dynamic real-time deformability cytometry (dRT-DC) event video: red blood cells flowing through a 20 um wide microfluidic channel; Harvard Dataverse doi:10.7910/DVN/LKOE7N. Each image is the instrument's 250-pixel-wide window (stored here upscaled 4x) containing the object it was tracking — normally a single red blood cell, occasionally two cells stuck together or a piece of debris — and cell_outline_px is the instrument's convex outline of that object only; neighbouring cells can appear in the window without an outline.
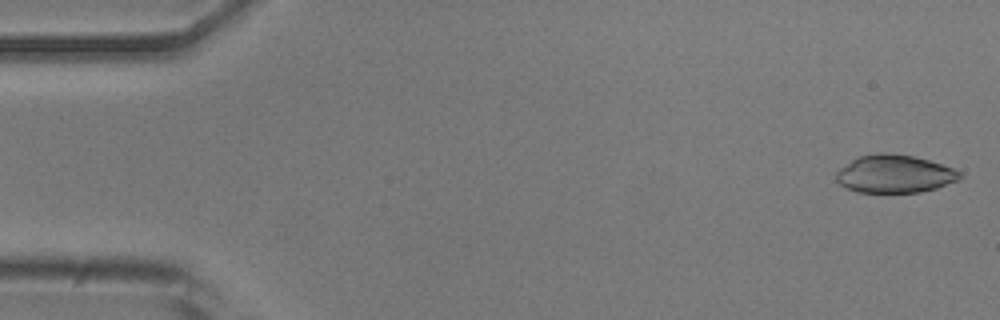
{"species": "common noctule bat (a hibernating species)", "species_latin": "Nyctalus noctula", "temperature_condition": "room temperature", "stored_images_in_passage": 51, "camera_frame_rate_fps": 3000, "um_per_image_px": 0.085, "animal": {"sex": "male", "body_mass_g": 20.5, "forearm_length_mm": 52.5}, "frame": {"image": 1, "passage_image": 1, "time_ms": 0.0, "image_size_px": [1000, 320], "cell_outline_px": [[960, 180], [936, 188], [920, 192], [856, 192], [840, 184], [836, 180], [836, 172], [840, 168], [852, 160], [860, 156], [880, 152], [884, 152], [912, 156], [928, 160], [952, 168], [960, 172]], "centroid_in_image_um": [76.03, 14.78], "position_along_channel_um": 9.0, "area_um2": 27.05}}
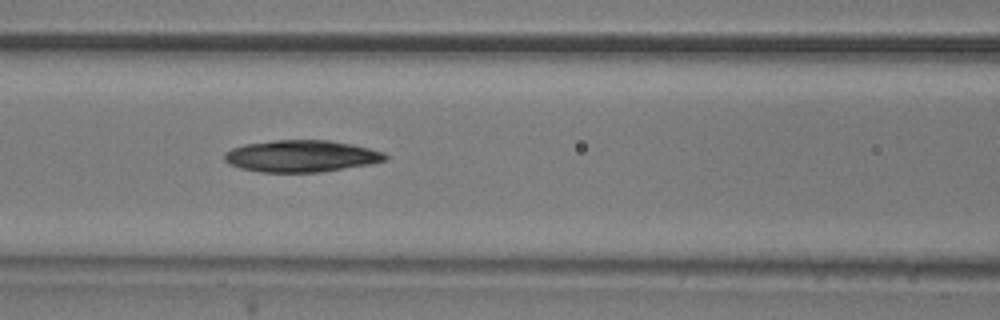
{"frame": {"image": 2, "passage_image": 21, "time_ms": 6.667, "image_size_px": [1000, 320], "cell_outline_px": [[388, 160], [368, 164], [320, 172], [260, 172], [240, 168], [228, 164], [224, 160], [224, 152], [232, 148], [244, 144], [272, 140], [328, 140], [352, 144], [384, 152], [388, 156]], "centroid_in_image_um": [25.57, 13.26], "position_along_channel_um": 141.0, "area_um2": 29.88}}
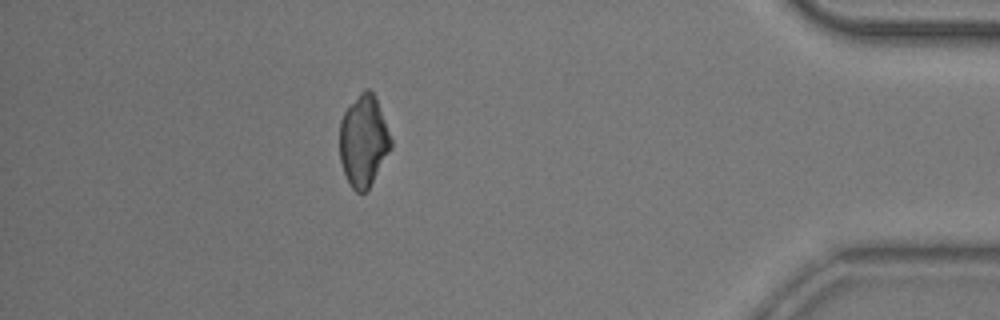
{"frame": {"image": 3, "passage_image": 45, "time_ms": 14.667, "image_size_px": [1000, 320], "cell_outline_px": [[392, 148], [368, 188], [364, 192], [356, 192], [352, 188], [344, 172], [340, 160], [340, 120], [344, 112], [360, 92], [364, 88], [368, 88], [376, 96], [392, 140]], "centroid_in_image_um": [30.9, 11.94], "position_along_channel_um": 404.3, "area_um2": 27.17}, "authors_computed_cell_mechanics": {"area_um2": 28.9578, "velocity_mm_per_s": 3.8867, "shape_relaxation_time_tau1_ms": 9.6793, "shape_relaxation_time_tau2_ms": null, "deformation_change_tau1": 0.2135, "deformation_change_tau2": null}}